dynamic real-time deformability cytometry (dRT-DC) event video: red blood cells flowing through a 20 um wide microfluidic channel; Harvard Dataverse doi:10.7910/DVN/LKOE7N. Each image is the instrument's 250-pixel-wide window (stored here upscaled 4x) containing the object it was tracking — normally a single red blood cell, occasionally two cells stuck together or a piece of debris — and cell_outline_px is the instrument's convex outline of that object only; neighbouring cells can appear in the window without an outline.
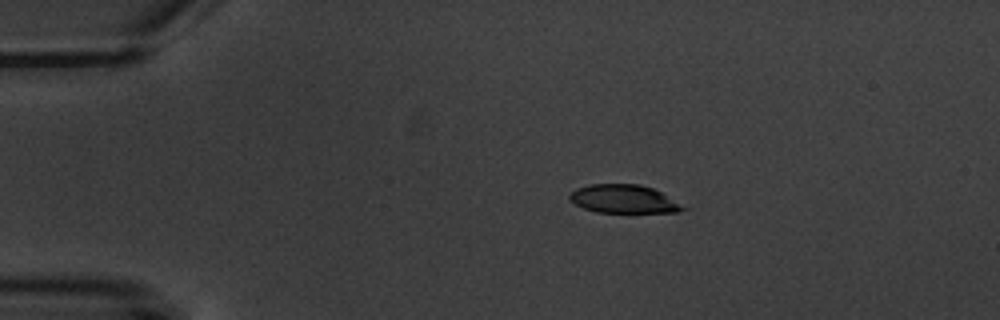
{"species": "common noctule bat (a hibernating species)", "species_latin": "Nyctalus noctula", "temperature_condition": "warm", "stored_images_in_passage": 6, "camera_frame_rate_fps": 3000, "um_per_image_px": 0.085, "animal": {"sex": "male", "body_mass_g": 20.1, "forearm_length_mm": 53.5}, "frame": {"image": 1, "passage_image": 1, "time_ms": 0.0, "image_size_px": [1000, 320], "cell_outline_px": [[688, 208], [676, 212], [596, 212], [584, 208], [568, 200], [568, 196], [576, 188], [588, 184], [640, 184], [652, 188], [660, 192]], "centroid_in_image_um": [52.97, 16.91], "position_along_channel_um": 32.0, "area_um2": 18.61}}
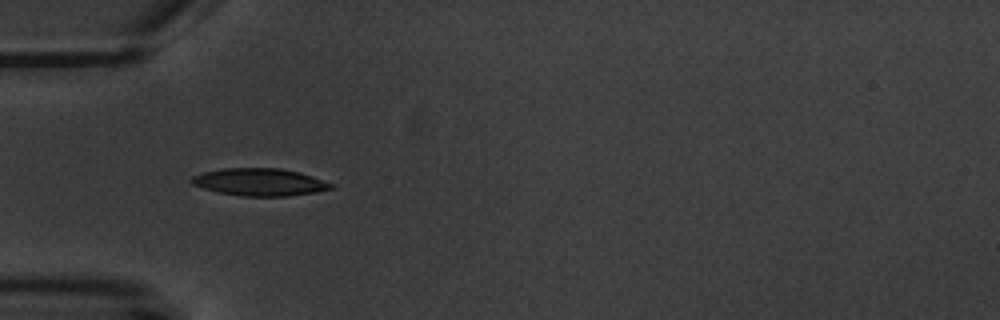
{"frame": {"image": 2, "passage_image": 3, "time_ms": 2.333, "image_size_px": [1000, 320], "cell_outline_px": [[336, 188], [316, 192], [288, 196], [244, 196], [220, 192], [204, 188], [192, 184], [188, 180], [192, 176], [204, 172], [224, 168], [280, 168], [300, 172], [336, 184]], "centroid_in_image_um": [22.13, 15.47], "position_along_channel_um": 62.9, "area_um2": 22.37}}